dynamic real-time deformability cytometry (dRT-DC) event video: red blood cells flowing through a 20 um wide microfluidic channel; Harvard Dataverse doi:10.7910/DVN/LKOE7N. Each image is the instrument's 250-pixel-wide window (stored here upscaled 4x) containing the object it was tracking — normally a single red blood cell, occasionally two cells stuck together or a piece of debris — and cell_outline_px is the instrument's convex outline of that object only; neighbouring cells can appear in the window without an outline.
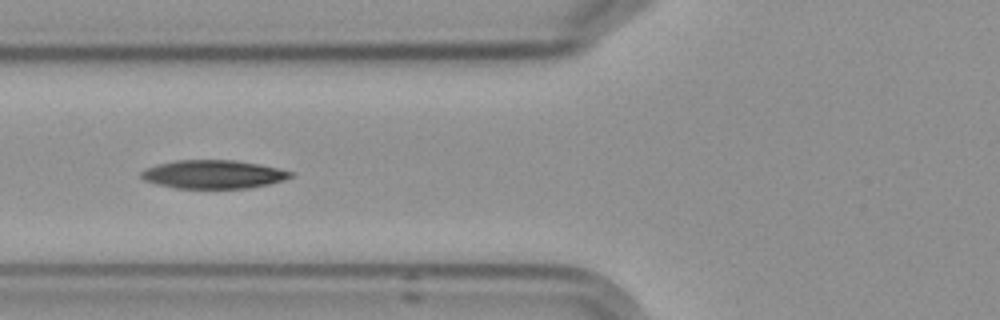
{"species": "Egyptian fruit bat (a non-hibernating species)", "species_latin": "Rousettus aegyptiacus", "temperature_condition": "cold", "stored_images_in_passage": 8, "camera_frame_rate_fps": 3000, "um_per_image_px": 0.085, "frame": {"image": 1, "passage_image": 6, "time_ms": 5.667, "image_size_px": [1000, 320], "cell_outline_px": [[292, 176], [268, 184], [248, 188], [176, 188], [156, 184], [144, 180], [140, 176], [140, 172], [144, 168], [156, 164], [176, 160], [236, 160], [276, 168], [292, 172]], "centroid_in_image_um": [18.03, 14.81], "position_along_channel_um": 107.8, "area_um2": 24.57}}